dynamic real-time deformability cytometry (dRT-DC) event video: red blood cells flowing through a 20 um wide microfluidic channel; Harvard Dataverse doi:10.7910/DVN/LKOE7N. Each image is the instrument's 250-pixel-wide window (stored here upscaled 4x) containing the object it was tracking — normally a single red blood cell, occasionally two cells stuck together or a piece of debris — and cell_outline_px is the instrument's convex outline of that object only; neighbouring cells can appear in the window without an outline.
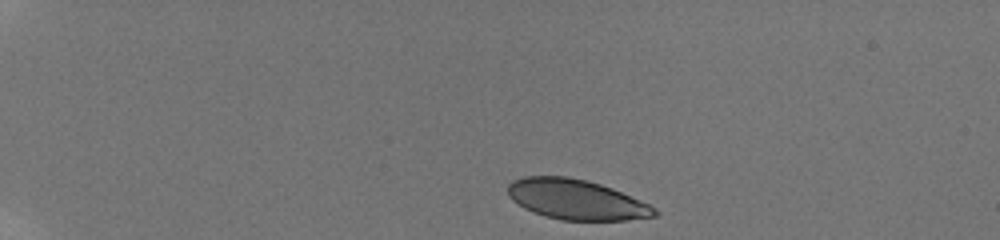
{"species": "human", "species_latin": "Homo sapiens", "temperature_condition": "room temperature", "stored_images_in_passage": 7, "camera_frame_rate_fps": 3000, "um_per_image_px": 0.085, "donor": {"sex": "male"}, "frame": {"image": 1, "passage_image": 1, "time_ms": 0.0, "image_size_px": [1000, 240], "cell_outline_px": [[660, 212], [656, 216], [628, 220], [560, 220], [544, 216], [532, 212], [524, 208], [512, 200], [508, 196], [508, 184], [512, 180], [524, 176], [568, 176], [588, 180], [612, 188], [648, 204], [656, 208]], "centroid_in_image_um": [48.96, 16.96], "position_along_channel_um": 36.0, "area_um2": 34.45}}
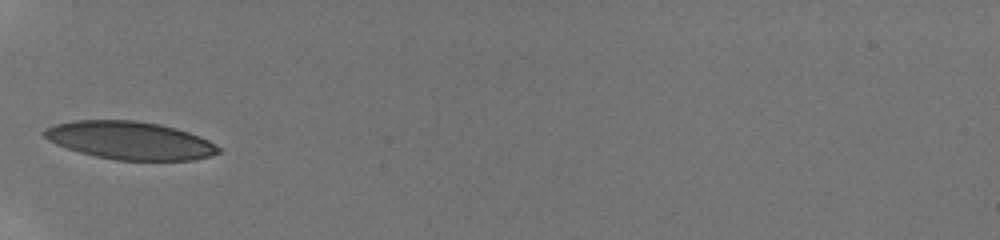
{"frame": {"image": 2, "passage_image": 5, "time_ms": 3.333, "image_size_px": [1000, 240], "cell_outline_px": [[220, 152], [208, 156], [192, 160], [116, 160], [96, 156], [80, 152], [56, 144], [48, 140], [44, 136], [44, 128], [56, 124], [72, 120], [136, 120], [160, 124], [176, 128], [200, 136], [216, 144], [220, 148]], "centroid_in_image_um": [11.04, 11.93], "position_along_channel_um": 74.0, "area_um2": 38.44}}
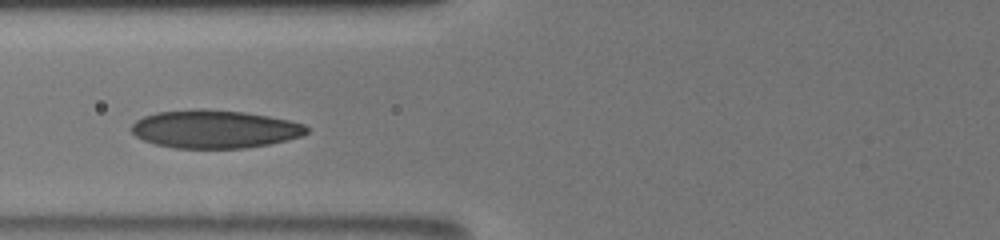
{"frame": {"image": 3, "passage_image": 7, "time_ms": 4.333, "image_size_px": [1000, 240], "cell_outline_px": [[308, 132], [300, 136], [288, 140], [268, 144], [244, 148], [176, 148], [156, 144], [144, 140], [136, 136], [132, 132], [132, 124], [136, 120], [144, 116], [156, 112], [192, 108], [200, 108], [244, 112], [268, 116], [288, 120], [304, 124], [308, 128]], "centroid_in_image_um": [18.23, 10.96], "position_along_channel_um": 107.6, "area_um2": 38.9}}